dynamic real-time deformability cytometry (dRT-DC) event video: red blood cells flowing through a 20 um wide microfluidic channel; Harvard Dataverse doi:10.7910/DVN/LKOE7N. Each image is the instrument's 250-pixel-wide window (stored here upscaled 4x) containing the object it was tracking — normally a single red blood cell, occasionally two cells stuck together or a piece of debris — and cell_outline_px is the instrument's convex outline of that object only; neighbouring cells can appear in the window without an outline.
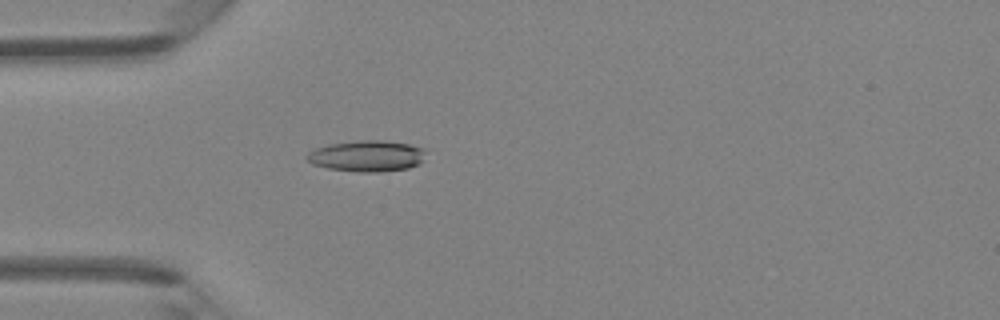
{"species": "Egyptian fruit bat (a non-hibernating species)", "species_latin": "Rousettus aegyptiacus", "temperature_condition": "room temperature", "stored_images_in_passage": 47, "camera_frame_rate_fps": 3000, "um_per_image_px": 0.085, "animal": {"sex": "female"}, "frame": {"image": 1, "passage_image": 14, "time_ms": 4.333, "image_size_px": [1000, 320], "cell_outline_px": [[424, 160], [420, 164], [408, 168], [380, 172], [356, 172], [328, 168], [312, 164], [304, 156], [308, 152], [316, 148], [328, 144], [360, 140], [380, 140], [408, 144], [424, 148]], "centroid_in_image_um": [31.18, 13.26], "position_along_channel_um": 53.8, "area_um2": 21.68}}
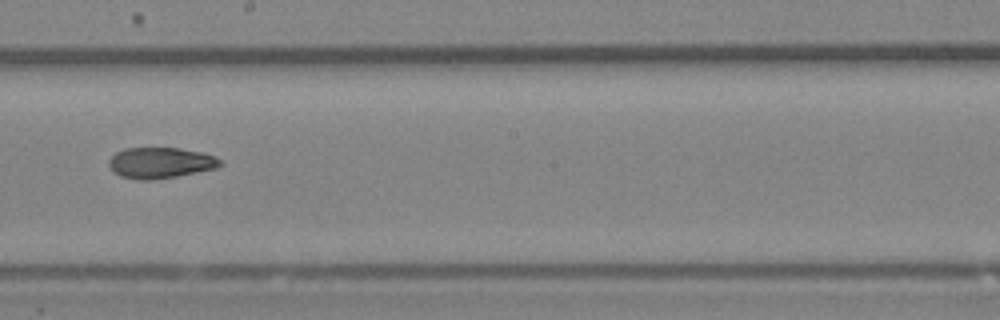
{"frame": {"image": 2, "passage_image": 27, "time_ms": 8.667, "image_size_px": [1000, 320], "cell_outline_px": [[224, 164], [216, 168], [176, 176], [152, 180], [136, 180], [120, 176], [112, 172], [108, 164], [108, 160], [116, 152], [124, 148], [180, 148], [204, 152], [216, 156], [224, 160]], "centroid_in_image_um": [13.65, 13.83], "position_along_channel_um": 234.5, "area_um2": 20.4}}
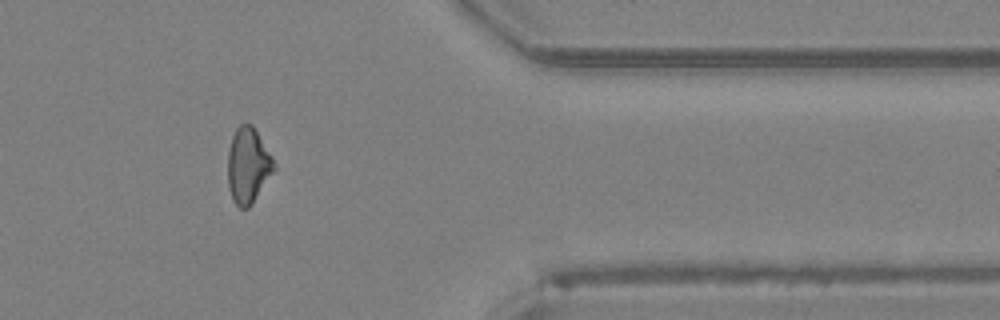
{"frame": {"image": 3, "passage_image": 39, "time_ms": 12.667, "image_size_px": [1000, 320], "cell_outline_px": [[276, 168], [248, 208], [240, 208], [232, 200], [228, 184], [228, 148], [232, 136], [236, 128], [240, 124], [252, 124], [272, 156]], "centroid_in_image_um": [21.07, 14.05], "position_along_channel_um": 390.3, "area_um2": 20.17}, "authors_computed_cell_mechanics": {"area_um2": 20.6924, "velocity_mm_per_s": 4.367, "shape_relaxation_time_tau1_ms": null, "shape_relaxation_time_tau2_ms": 4.4603, "deformation_change_tau1": null, "deformation_change_tau2": 0.1318}}